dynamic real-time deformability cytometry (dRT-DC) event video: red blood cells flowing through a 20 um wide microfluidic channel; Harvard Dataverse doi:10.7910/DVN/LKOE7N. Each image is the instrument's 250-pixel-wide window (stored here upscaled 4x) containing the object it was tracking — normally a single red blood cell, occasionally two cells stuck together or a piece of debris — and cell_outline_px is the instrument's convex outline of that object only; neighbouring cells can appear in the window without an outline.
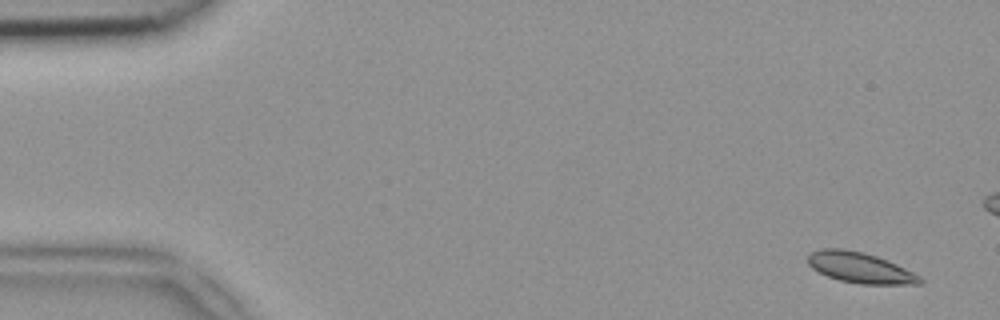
{"species": "common noctule bat (a hibernating species)", "species_latin": "Nyctalus noctula", "temperature_condition": "room temperature", "stored_images_in_passage": 15, "camera_frame_rate_fps": 3000, "um_per_image_px": 0.085, "animal": {"sex": "female", "body_mass_g": 18.4}, "frame": {"image": 1, "passage_image": 3, "time_ms": 0.667, "image_size_px": [1000, 320], "cell_outline_px": [[924, 280], [920, 284], [860, 284], [840, 280], [828, 276], [812, 268], [808, 264], [808, 256], [812, 252], [824, 248], [844, 248], [864, 252], [888, 260], [920, 276]], "centroid_in_image_um": [73.11, 22.75], "position_along_channel_um": 11.9, "area_um2": 19.88}}